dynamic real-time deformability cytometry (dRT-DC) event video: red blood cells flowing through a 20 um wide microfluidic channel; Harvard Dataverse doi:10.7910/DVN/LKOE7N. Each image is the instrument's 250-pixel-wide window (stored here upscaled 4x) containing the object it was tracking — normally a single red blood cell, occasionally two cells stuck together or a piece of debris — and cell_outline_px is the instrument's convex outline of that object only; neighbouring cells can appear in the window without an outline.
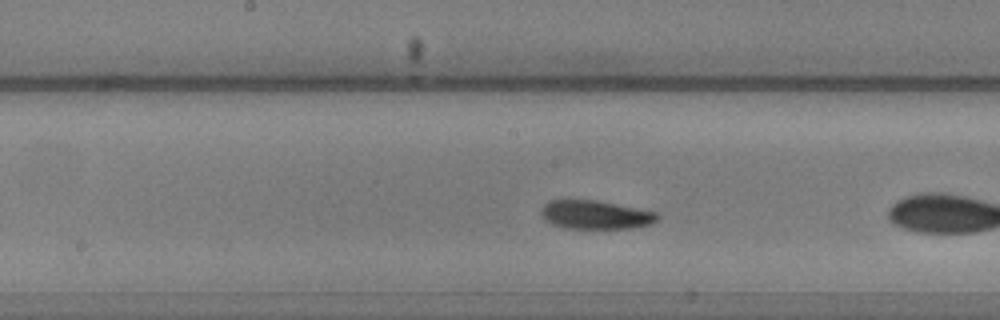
{"species": "common noctule bat (a hibernating species)", "species_latin": "Nyctalus noctula", "temperature_condition": "warm", "stored_images_in_passage": 37, "camera_frame_rate_fps": 3000, "um_per_image_px": 0.085, "animal": {"sex": "male", "body_mass_g": 20.5, "forearm_length_mm": 52.5}, "frame": {"image": 1, "passage_image": 11, "time_ms": 3.333, "image_size_px": [1000, 320], "cell_outline_px": [[660, 216], [656, 220], [648, 224], [632, 228], [564, 228], [552, 224], [544, 220], [540, 212], [544, 204], [548, 200], [564, 196], [596, 200], [656, 212]], "centroid_in_image_um": [50.49, 18.2], "position_along_channel_um": 197.7, "area_um2": 19.94}, "authors_computed_cell_mechanics": {"area_um2": 19.4208, "velocity_mm_per_s": 3.7724, "shape_relaxation_time_tau1_ms": 4.7036, "shape_relaxation_time_tau2_ms": 2.9206, "deformation_change_tau1": 0.1116, "deformation_change_tau2": 0.0961}}